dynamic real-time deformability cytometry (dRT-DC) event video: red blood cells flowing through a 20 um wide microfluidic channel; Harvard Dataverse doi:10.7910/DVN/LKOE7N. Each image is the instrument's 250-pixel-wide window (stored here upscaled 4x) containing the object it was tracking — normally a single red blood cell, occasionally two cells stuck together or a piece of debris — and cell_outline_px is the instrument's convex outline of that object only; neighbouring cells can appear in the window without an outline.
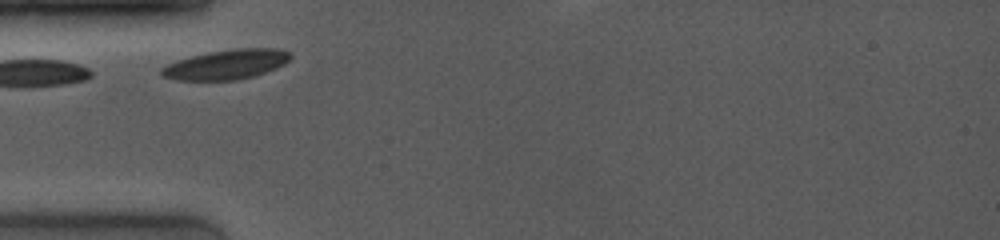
{"species": "common noctule bat (a hibernating species)", "species_latin": "Nyctalus noctula", "temperature_condition": "room temperature", "stored_images_in_passage": 3, "camera_frame_rate_fps": 4000, "um_per_image_px": 0.085, "animal": {"sex": "female", "body_mass_g": 19.0, "forearm_length_mm": 53.3}, "frame": {"image": 1, "passage_image": 1, "time_ms": 0.0, "image_size_px": [1000, 240], "cell_outline_px": [[292, 56], [284, 64], [276, 68], [252, 76], [236, 80], [176, 80], [164, 76], [160, 72], [160, 68], [168, 64], [192, 56], [208, 52], [236, 48], [276, 48], [288, 52]], "centroid_in_image_um": [19.25, 5.47], "position_along_channel_um": 65.8, "area_um2": 22.02}}